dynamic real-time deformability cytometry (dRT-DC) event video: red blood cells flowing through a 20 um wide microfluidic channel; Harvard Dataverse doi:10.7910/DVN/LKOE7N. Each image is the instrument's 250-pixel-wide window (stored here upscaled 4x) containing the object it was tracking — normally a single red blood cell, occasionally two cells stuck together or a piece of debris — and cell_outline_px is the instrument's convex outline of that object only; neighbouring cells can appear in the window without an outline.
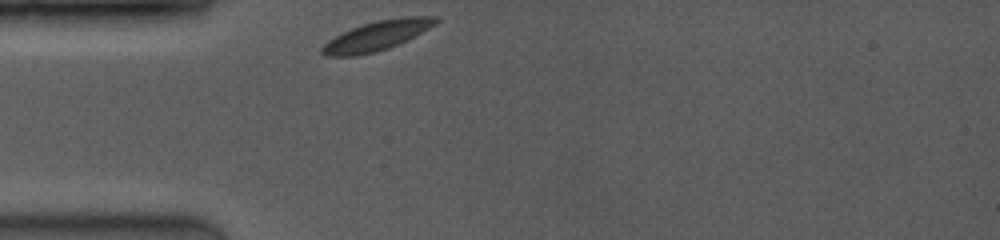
{"species": "common noctule bat (a hibernating species)", "species_latin": "Nyctalus noctula", "temperature_condition": "room temperature", "stored_images_in_passage": 36, "camera_frame_rate_fps": 3500, "um_per_image_px": 0.085, "animal": {"sex": "female", "body_mass_g": 19.0, "forearm_length_mm": 53.3}, "frame": {"image": 1, "passage_image": 1, "time_ms": 0.0, "image_size_px": [1000, 240], "cell_outline_px": [[440, 20], [436, 24], [388, 48], [376, 52], [356, 56], [324, 56], [320, 52], [320, 48], [328, 40], [352, 28], [376, 20], [404, 16], [440, 16]], "centroid_in_image_um": [32.02, 3.03], "position_along_channel_um": 53.0, "area_um2": 19.36}}
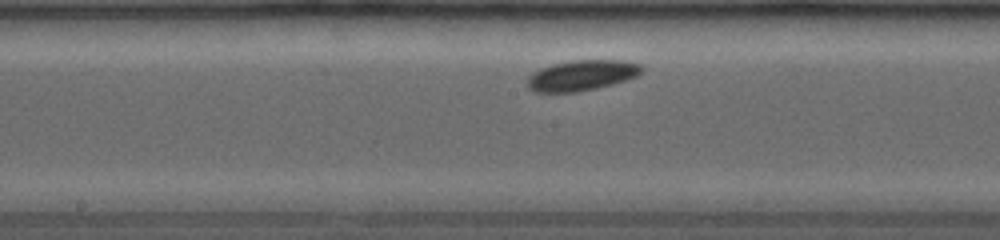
{"frame": {"image": 2, "passage_image": 16, "time_ms": 4.0, "image_size_px": [1000, 240], "cell_outline_px": [[644, 68], [636, 76], [612, 84], [596, 88], [576, 92], [536, 92], [528, 88], [528, 76], [540, 68], [552, 64], [572, 60], [624, 60], [640, 64]], "centroid_in_image_um": [49.43, 6.4], "position_along_channel_um": 198.8, "area_um2": 20.23}}
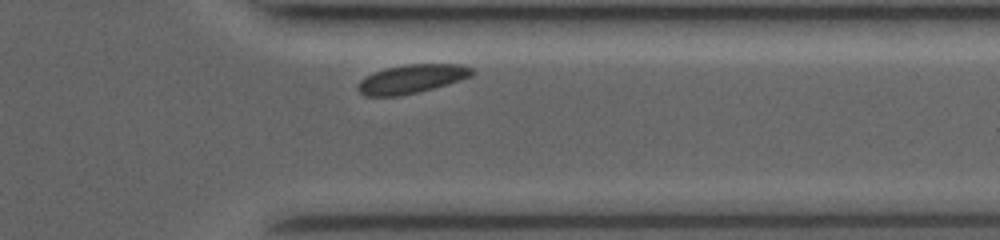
{"frame": {"image": 3, "passage_image": 33, "time_ms": 8.571, "image_size_px": [1000, 240], "cell_outline_px": [[476, 72], [472, 76], [460, 80], [432, 88], [400, 96], [364, 96], [356, 88], [360, 80], [364, 76], [372, 72], [384, 68], [404, 64], [464, 64], [472, 68]], "centroid_in_image_um": [34.97, 6.69], "position_along_channel_um": 376.4, "area_um2": 19.31}, "authors_computed_cell_mechanics": {"area_um2": 19.4497, "velocity_mm_per_s": 3.8527, "shape_relaxation_time_tau1_ms": 1.5095, "shape_relaxation_time_tau2_ms": null, "deformation_change_tau1": 0.0562, "deformation_change_tau2": null}}